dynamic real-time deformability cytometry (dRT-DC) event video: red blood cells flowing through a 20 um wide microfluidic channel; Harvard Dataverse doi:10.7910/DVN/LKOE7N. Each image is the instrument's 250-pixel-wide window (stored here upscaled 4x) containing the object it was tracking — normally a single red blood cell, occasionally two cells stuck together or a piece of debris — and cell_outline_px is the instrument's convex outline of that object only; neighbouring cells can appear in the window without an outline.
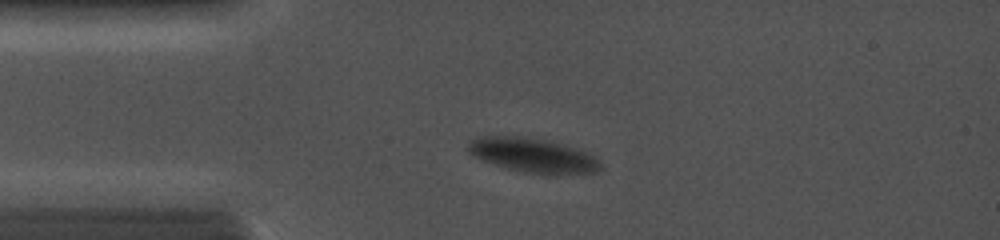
{"species": "common noctule bat (a hibernating species)", "species_latin": "Nyctalus noctula", "temperature_condition": "cold", "stored_images_in_passage": 35, "camera_frame_rate_fps": 5000, "um_per_image_px": 0.085, "animal": {"sex": "female", "body_mass_g": 19.0, "forearm_length_mm": 56.7}, "frame": {"image": 1, "passage_image": 10, "time_ms": 3.0, "image_size_px": [1000, 240], "cell_outline_px": [[604, 168], [600, 172], [524, 172], [508, 168], [480, 160], [472, 156], [468, 152], [468, 140], [476, 136], [524, 136], [544, 140], [576, 148], [588, 152]], "centroid_in_image_um": [45.2, 13.16], "position_along_channel_um": 39.8, "area_um2": 25.89}}
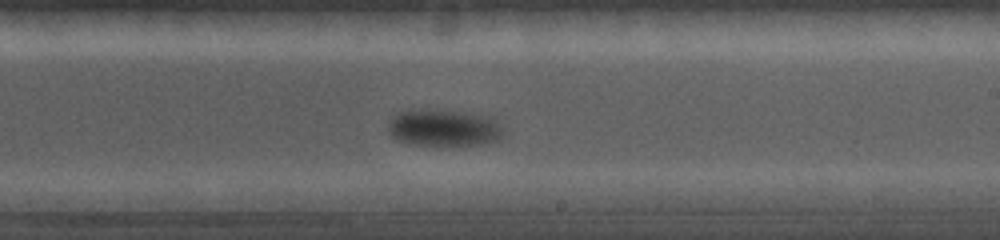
{"frame": {"image": 2, "passage_image": 27, "time_ms": 8.6, "image_size_px": [1000, 240], "cell_outline_px": [[500, 136], [496, 140], [488, 144], [440, 148], [408, 144], [396, 140], [388, 132], [388, 124], [400, 112], [408, 108], [440, 108], [480, 112], [492, 116], [496, 120], [500, 128]], "centroid_in_image_um": [37.72, 10.86], "position_along_channel_um": 251.3, "area_um2": 26.53}}
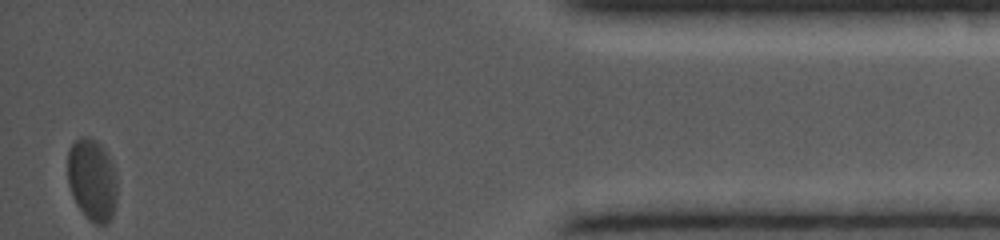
{"frame": {"image": 3, "passage_image": 35, "time_ms": 14.2, "image_size_px": [1000, 240], "cell_outline_px": [[116, 204], [112, 216], [108, 224], [96, 224], [88, 220], [76, 204], [72, 196], [68, 184], [68, 148], [80, 136], [88, 136], [96, 140], [104, 148], [112, 164], [116, 176]], "centroid_in_image_um": [7.82, 15.29], "position_along_channel_um": 427.4, "area_um2": 23.93}}